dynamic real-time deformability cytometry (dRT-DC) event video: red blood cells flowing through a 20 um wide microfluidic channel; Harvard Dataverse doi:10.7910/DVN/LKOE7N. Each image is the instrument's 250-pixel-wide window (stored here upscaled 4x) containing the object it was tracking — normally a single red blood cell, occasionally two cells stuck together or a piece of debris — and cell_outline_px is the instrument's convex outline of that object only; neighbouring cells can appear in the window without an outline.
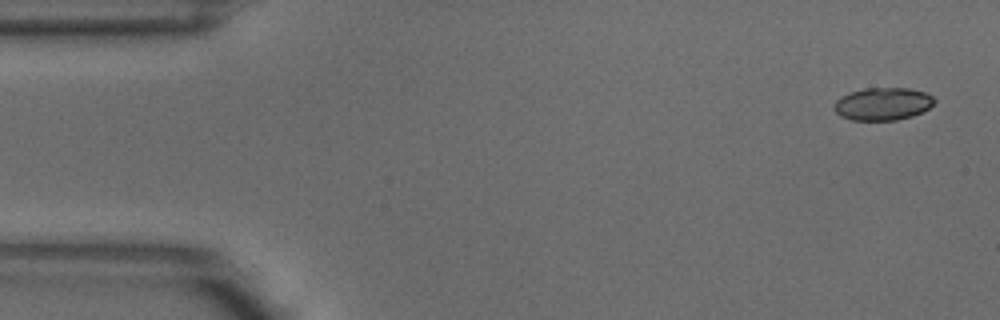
{"species": "common noctule bat (a hibernating species)", "species_latin": "Nyctalus noctula", "temperature_condition": "warm", "stored_images_in_passage": 5, "camera_frame_rate_fps": 3000, "um_per_image_px": 0.085, "animal": {"sex": "male", "body_mass_g": 18.8}, "frame": {"image": 1, "passage_image": 1, "time_ms": 0.0, "image_size_px": [1000, 320], "cell_outline_px": [[936, 100], [928, 108], [912, 116], [896, 120], [852, 120], [840, 116], [832, 108], [836, 100], [840, 96], [864, 88], [908, 88], [924, 92], [932, 96]], "centroid_in_image_um": [75.0, 8.83], "position_along_channel_um": 10.0, "area_um2": 19.02}}
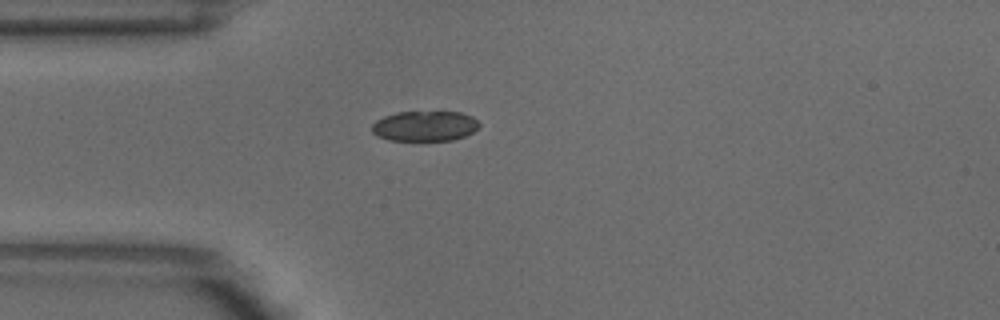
{"frame": {"image": 2, "passage_image": 4, "time_ms": 1.0, "image_size_px": [1000, 320], "cell_outline_px": [[480, 124], [472, 132], [464, 136], [452, 140], [388, 140], [372, 132], [372, 124], [376, 120], [384, 116], [396, 112], [460, 112], [472, 116]], "centroid_in_image_um": [36.09, 10.7], "position_along_channel_um": 48.9, "area_um2": 18.73}}
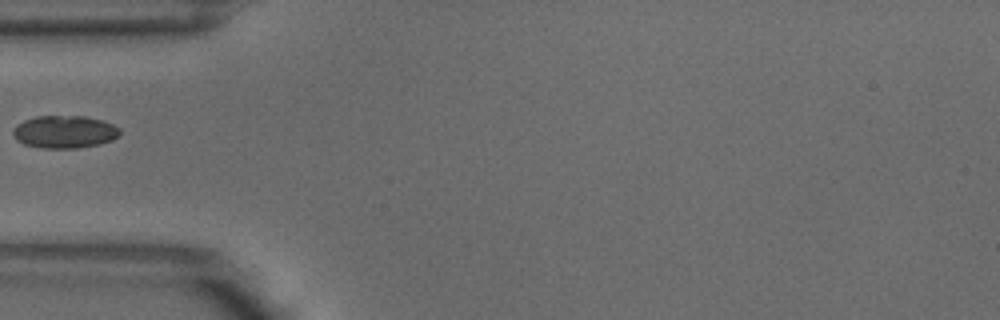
{"frame": {"image": 3, "passage_image": 5, "time_ms": 1.333, "image_size_px": [1000, 320], "cell_outline_px": [[120, 132], [112, 140], [100, 144], [76, 148], [40, 148], [24, 144], [16, 140], [12, 132], [16, 124], [24, 120], [36, 116], [84, 116], [104, 120], [120, 128]], "centroid_in_image_um": [5.47, 11.2], "position_along_channel_um": 79.5, "area_um2": 20.4}}